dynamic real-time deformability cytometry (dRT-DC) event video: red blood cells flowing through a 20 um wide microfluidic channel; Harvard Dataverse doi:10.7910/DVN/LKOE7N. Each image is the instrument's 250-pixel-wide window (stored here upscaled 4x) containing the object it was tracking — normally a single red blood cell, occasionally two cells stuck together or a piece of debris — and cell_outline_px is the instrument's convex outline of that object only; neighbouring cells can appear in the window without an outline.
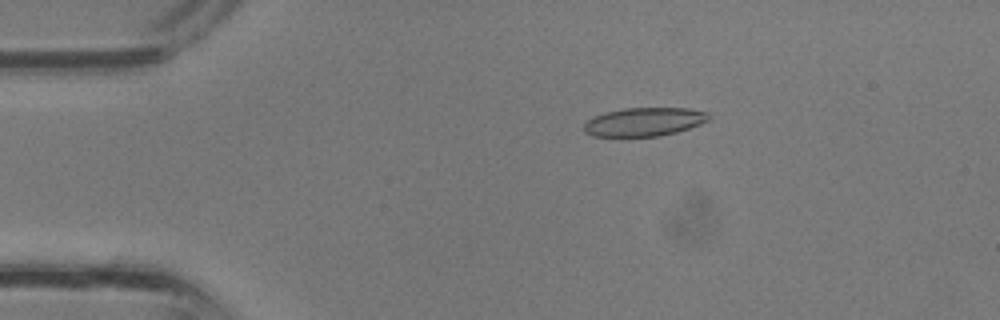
{"species": "common noctule bat (a hibernating species)", "species_latin": "Nyctalus noctula", "temperature_condition": "room temperature", "stored_images_in_passage": 32, "camera_frame_rate_fps": 3000, "um_per_image_px": 0.085, "animal": {"sex": "male", "body_mass_g": 13.3}, "frame": {"image": 1, "passage_image": 3, "time_ms": 0.667, "image_size_px": [1000, 320], "cell_outline_px": [[712, 116], [708, 120], [700, 124], [676, 132], [660, 136], [592, 136], [584, 132], [584, 124], [588, 120], [596, 116], [608, 112], [624, 108], [688, 108], [708, 112]], "centroid_in_image_um": [54.79, 10.35], "position_along_channel_um": 30.2, "area_um2": 20.63}}
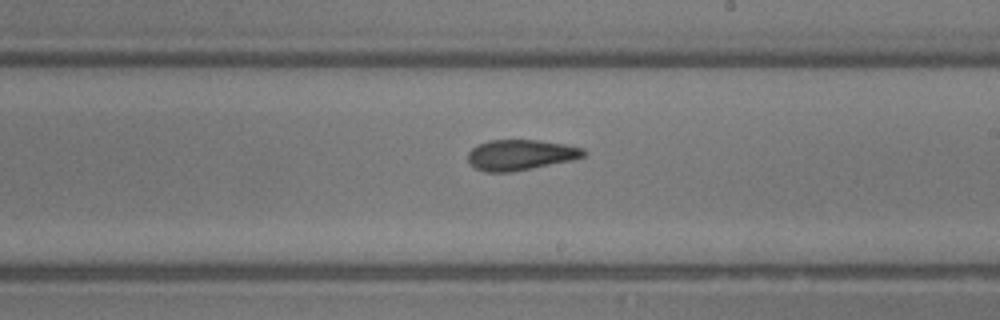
{"frame": {"image": 2, "passage_image": 17, "time_ms": 5.333, "image_size_px": [1000, 320], "cell_outline_px": [[584, 156], [572, 160], [508, 172], [484, 172], [476, 168], [468, 160], [468, 152], [472, 148], [480, 144], [492, 140], [536, 140], [564, 144], [584, 148]], "centroid_in_image_um": [44.23, 13.16], "position_along_channel_um": 244.8, "area_um2": 20.17}}
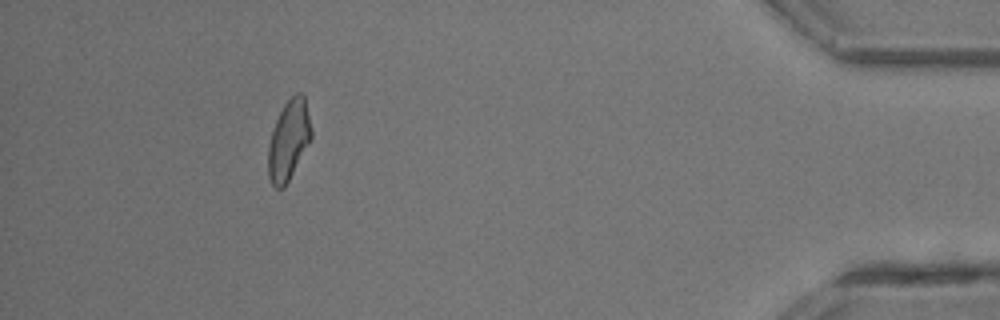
{"frame": {"image": 3, "passage_image": 29, "time_ms": 9.333, "image_size_px": [1000, 320], "cell_outline_px": [[312, 140], [284, 188], [276, 188], [272, 184], [268, 176], [268, 144], [276, 120], [284, 104], [296, 92], [304, 92], [312, 128]], "centroid_in_image_um": [24.57, 11.9], "position_along_channel_um": 410.6, "area_um2": 20.35}}